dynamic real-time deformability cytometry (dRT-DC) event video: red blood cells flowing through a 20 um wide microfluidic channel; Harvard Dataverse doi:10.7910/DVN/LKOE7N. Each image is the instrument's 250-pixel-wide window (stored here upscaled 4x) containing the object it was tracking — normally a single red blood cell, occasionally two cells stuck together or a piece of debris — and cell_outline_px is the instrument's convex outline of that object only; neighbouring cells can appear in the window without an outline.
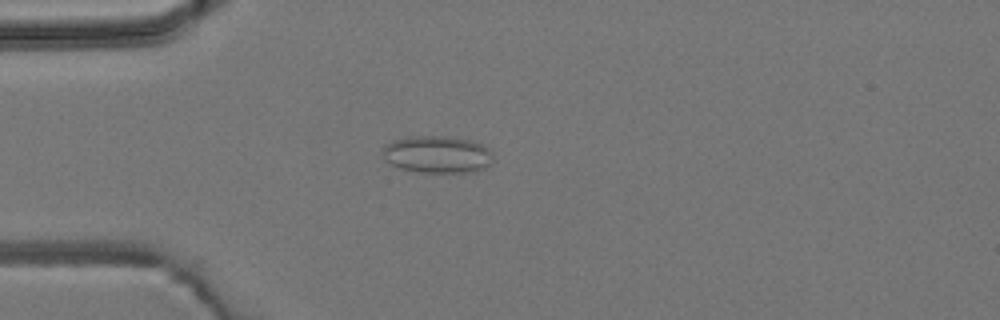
{"species": "common noctule bat (a hibernating species)", "species_latin": "Nyctalus noctula", "temperature_condition": "room temperature", "stored_images_in_passage": 4, "camera_frame_rate_fps": 3000, "um_per_image_px": 0.085, "animal": {"sex": "male", "body_mass_g": 19.2, "forearm_length_mm": 51.8}, "frame": {"image": 1, "passage_image": 3, "time_ms": 2.333, "image_size_px": [1000, 320], "cell_outline_px": [[492, 160], [484, 168], [476, 172], [420, 172], [400, 168], [392, 164], [384, 156], [384, 144], [392, 140], [412, 136], [448, 136], [468, 140], [480, 144], [488, 148], [492, 152]], "centroid_in_image_um": [37.18, 13.12], "position_along_channel_um": 47.8, "area_um2": 23.76}}